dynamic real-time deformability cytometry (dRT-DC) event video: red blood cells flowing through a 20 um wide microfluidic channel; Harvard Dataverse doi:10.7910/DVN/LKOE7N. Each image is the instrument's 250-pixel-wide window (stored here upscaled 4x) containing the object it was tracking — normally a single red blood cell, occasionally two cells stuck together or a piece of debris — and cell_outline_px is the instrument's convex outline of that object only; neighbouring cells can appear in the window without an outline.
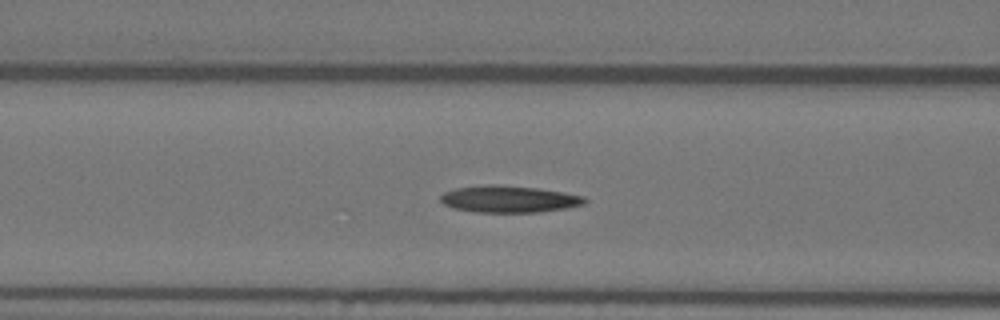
{"species": "Egyptian fruit bat (a non-hibernating species)", "species_latin": "Rousettus aegyptiacus", "temperature_condition": "warm", "stored_images_in_passage": 52, "camera_frame_rate_fps": 3000, "um_per_image_px": 0.085, "animal": {"sex": "female"}, "frame": {"image": 1, "passage_image": 19, "time_ms": 6.0, "image_size_px": [1000, 320], "cell_outline_px": [[588, 200], [584, 204], [564, 208], [536, 212], [476, 212], [452, 208], [444, 204], [440, 200], [440, 196], [444, 192], [456, 188], [492, 184], [540, 188], [564, 192], [584, 196]], "centroid_in_image_um": [43.26, 16.92], "position_along_channel_um": 123.3, "area_um2": 22.48}}
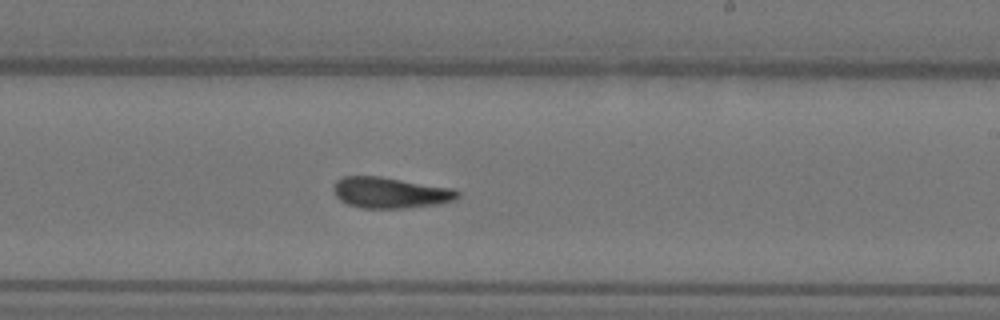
{"frame": {"image": 2, "passage_image": 30, "time_ms": 9.667, "image_size_px": [1000, 320], "cell_outline_px": [[460, 196], [456, 200], [440, 204], [404, 208], [360, 208], [348, 204], [340, 200], [336, 196], [332, 188], [336, 180], [344, 176], [380, 176], [452, 188], [460, 192]], "centroid_in_image_um": [33.18, 16.38], "position_along_channel_um": 255.8, "area_um2": 22.54}}
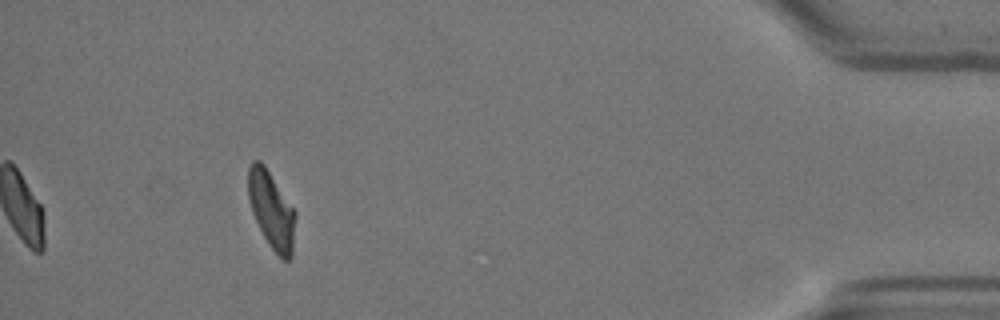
{"frame": {"image": 3, "passage_image": 48, "time_ms": 15.667, "image_size_px": [1000, 320], "cell_outline_px": [[296, 216], [292, 256], [288, 260], [284, 260], [272, 248], [264, 236], [252, 212], [248, 200], [248, 168], [252, 160], [260, 160], [264, 164], [296, 212]], "centroid_in_image_um": [23.07, 17.82], "position_along_channel_um": 412.1, "area_um2": 21.04}, "authors_computed_cell_mechanics": {"area_um2": 22.4842, "velocity_mm_per_s": 3.63, "shape_relaxation_time_tau1_ms": null, "shape_relaxation_time_tau2_ms": 4.597, "deformation_change_tau1": null, "deformation_change_tau2": 0.1383}}